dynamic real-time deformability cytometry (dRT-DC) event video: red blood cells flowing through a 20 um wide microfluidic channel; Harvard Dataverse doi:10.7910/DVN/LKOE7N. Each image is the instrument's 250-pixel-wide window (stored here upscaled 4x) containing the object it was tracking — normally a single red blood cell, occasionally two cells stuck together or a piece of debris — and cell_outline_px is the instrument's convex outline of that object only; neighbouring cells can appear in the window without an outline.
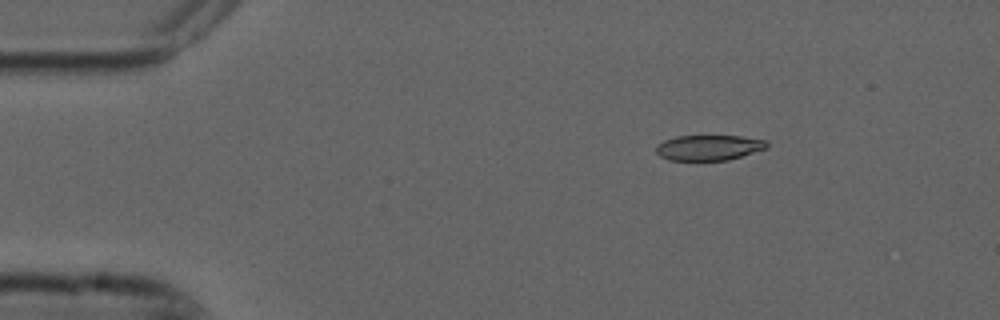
{"species": "common noctule bat (a hibernating species)", "species_latin": "Nyctalus noctula", "temperature_condition": "cold", "stored_images_in_passage": 5, "camera_frame_rate_fps": 3000, "um_per_image_px": 0.085, "animal": {"sex": "male", "forearm_length_mm": 52.5}, "frame": {"image": 1, "passage_image": 2, "time_ms": 0.333, "image_size_px": [1000, 320], "cell_outline_px": [[768, 148], [728, 160], [668, 160], [660, 156], [656, 152], [656, 144], [664, 140], [676, 136], [740, 136], [768, 140]], "centroid_in_image_um": [60.25, 12.54], "position_along_channel_um": 24.7, "area_um2": 16.47}}